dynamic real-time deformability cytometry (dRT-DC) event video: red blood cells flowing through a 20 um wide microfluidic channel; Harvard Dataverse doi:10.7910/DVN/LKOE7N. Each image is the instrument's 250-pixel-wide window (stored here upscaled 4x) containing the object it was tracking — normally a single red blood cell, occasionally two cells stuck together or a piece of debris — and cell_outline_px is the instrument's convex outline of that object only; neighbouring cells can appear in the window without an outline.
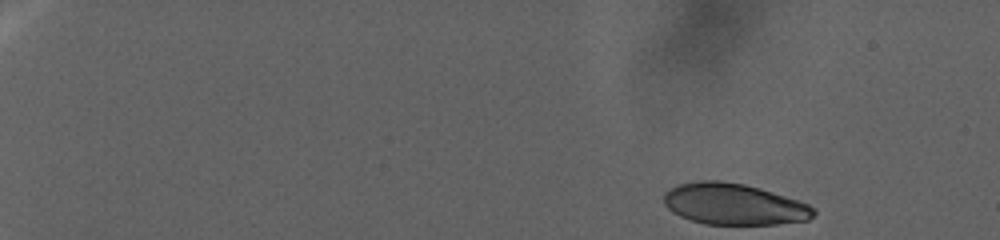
{"species": "human", "species_latin": "Homo sapiens", "temperature_condition": "warm", "stored_images_in_passage": 131, "camera_frame_rate_fps": 3000, "um_per_image_px": 0.085, "donor": {"sex": "female"}, "frame": {"image": 1, "passage_image": 1, "time_ms": 0.0, "image_size_px": [1000, 240], "cell_outline_px": [[816, 212], [808, 220], [776, 224], [704, 224], [680, 216], [672, 212], [664, 204], [664, 192], [676, 184], [696, 180], [720, 180], [744, 184], [760, 188], [808, 204], [816, 208]], "centroid_in_image_um": [62.34, 17.34], "position_along_channel_um": 22.7, "area_um2": 36.13}}
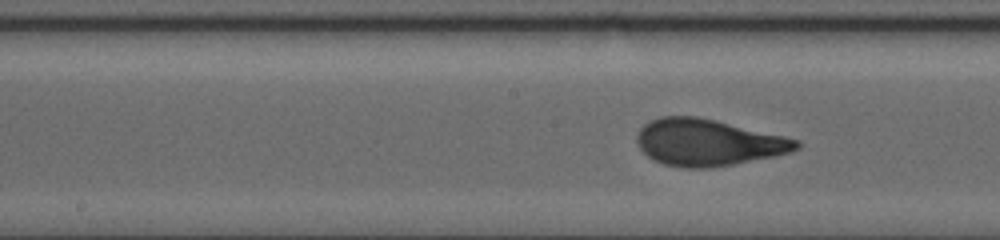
{"frame": {"image": 2, "passage_image": 74, "time_ms": 25.0, "image_size_px": [1000, 240], "cell_outline_px": [[800, 148], [792, 152], [776, 156], [712, 168], [684, 168], [664, 164], [652, 160], [640, 148], [636, 140], [636, 136], [640, 128], [648, 120], [660, 116], [696, 116], [716, 120], [784, 136], [800, 140]], "centroid_in_image_um": [60.18, 12.11], "position_along_channel_um": 188.0, "area_um2": 43.64}}
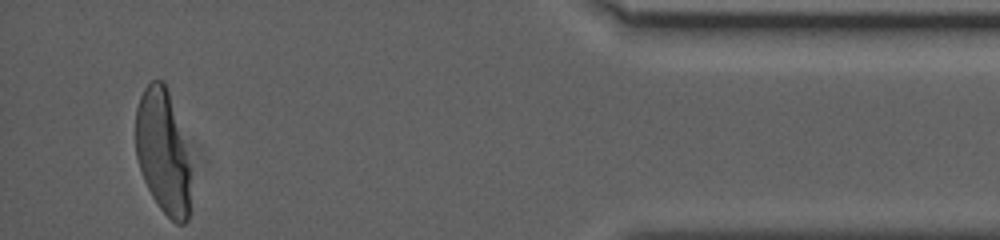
{"frame": {"image": 3, "passage_image": 128, "time_ms": 45.0, "image_size_px": [1000, 240], "cell_outline_px": [[188, 220], [184, 224], [176, 224], [160, 208], [152, 196], [140, 172], [136, 156], [136, 108], [140, 96], [144, 88], [152, 80], [164, 80], [168, 92], [188, 164]], "centroid_in_image_um": [13.77, 12.91], "position_along_channel_um": 421.4, "area_um2": 38.32}}